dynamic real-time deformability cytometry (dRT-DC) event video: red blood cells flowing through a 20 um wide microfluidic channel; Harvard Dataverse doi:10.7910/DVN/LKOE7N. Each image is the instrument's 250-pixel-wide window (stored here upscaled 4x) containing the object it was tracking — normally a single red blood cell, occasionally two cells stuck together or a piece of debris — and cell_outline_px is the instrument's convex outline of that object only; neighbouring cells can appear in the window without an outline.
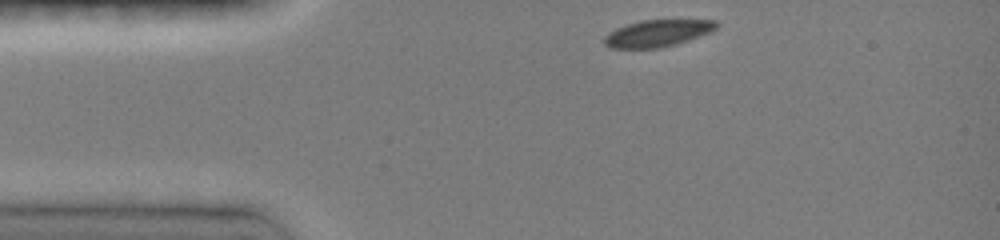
{"species": "common noctule bat (a hibernating species)", "species_latin": "Nyctalus noctula", "temperature_condition": "room temperature", "stored_images_in_passage": 32, "camera_frame_rate_fps": 3000, "um_per_image_px": 0.085, "animal": {"sex": "female", "body_mass_g": 19.0, "forearm_length_mm": 51.5}, "frame": {"image": 1, "passage_image": 1, "time_ms": 0.0, "image_size_px": [1000, 240], "cell_outline_px": [[720, 24], [716, 28], [708, 32], [688, 40], [676, 44], [660, 48], [612, 48], [604, 44], [604, 36], [608, 32], [616, 28], [640, 20], [716, 20]], "centroid_in_image_um": [55.86, 2.82], "position_along_channel_um": 29.1, "area_um2": 17.46}}
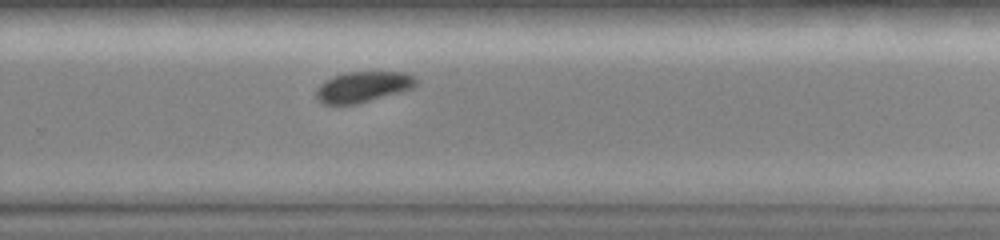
{"frame": {"image": 2, "passage_image": 24, "time_ms": 7.667, "image_size_px": [1000, 240], "cell_outline_px": [[420, 80], [412, 88], [400, 92], [356, 104], [324, 104], [316, 96], [316, 88], [324, 80], [332, 76], [348, 72], [404, 72], [416, 76]], "centroid_in_image_um": [30.87, 7.37], "position_along_channel_um": 298.9, "area_um2": 17.92}}
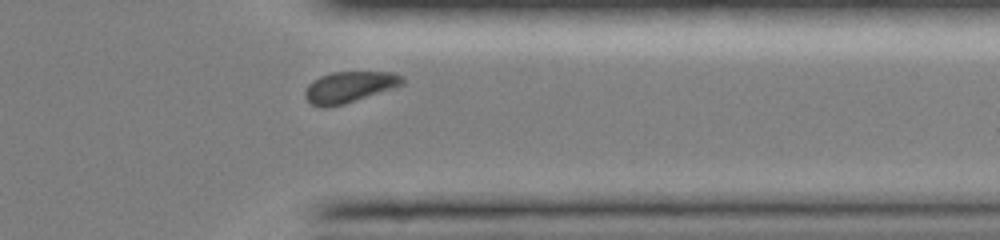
{"frame": {"image": 3, "passage_image": 30, "time_ms": 9.667, "image_size_px": [1000, 240], "cell_outline_px": [[404, 84], [344, 104], [328, 108], [320, 108], [312, 104], [304, 96], [304, 92], [308, 84], [312, 80], [320, 76], [332, 72], [392, 72], [404, 76]], "centroid_in_image_um": [29.66, 7.4], "position_along_channel_um": 381.7, "area_um2": 17.69}, "authors_computed_cell_mechanics": {"area_um2": 19.1029, "velocity_mm_per_s": 4.0748, "shape_relaxation_time_tau1_ms": 1.4264, "shape_relaxation_time_tau2_ms": null, "deformation_change_tau1": 0.0636, "deformation_change_tau2": null}}